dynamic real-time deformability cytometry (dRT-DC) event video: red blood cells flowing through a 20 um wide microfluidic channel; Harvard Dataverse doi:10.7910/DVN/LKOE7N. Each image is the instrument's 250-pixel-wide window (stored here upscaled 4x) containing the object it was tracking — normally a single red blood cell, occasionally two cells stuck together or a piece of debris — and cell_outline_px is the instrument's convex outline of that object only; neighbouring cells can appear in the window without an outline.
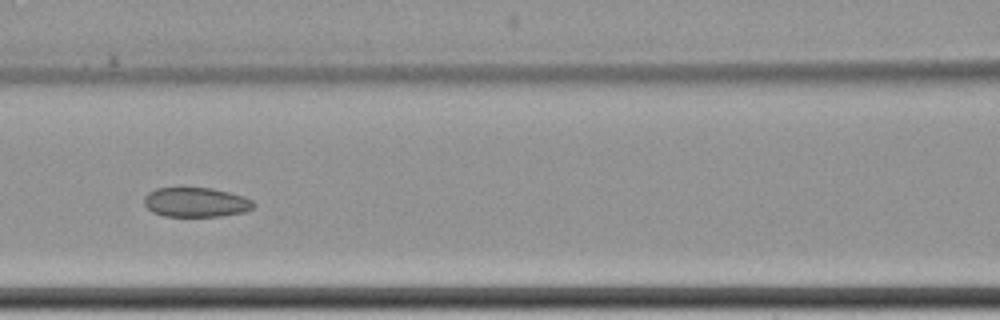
{"species": "common noctule bat (a hibernating species)", "species_latin": "Nyctalus noctula", "temperature_condition": "cold", "stored_images_in_passage": 12, "camera_frame_rate_fps": 3000, "um_per_image_px": 0.085, "animal": {"sex": "female", "body_mass_g": 22.7, "forearm_length_mm": 54.2}, "frame": {"image": 1, "passage_image": 9, "time_ms": 10.667, "image_size_px": [1000, 320], "cell_outline_px": [[256, 204], [252, 208], [244, 212], [220, 216], [164, 216], [152, 212], [144, 204], [144, 196], [148, 192], [156, 188], [212, 188], [244, 196], [252, 200]], "centroid_in_image_um": [16.65, 17.19], "position_along_channel_um": 150.0, "area_um2": 18.84}}
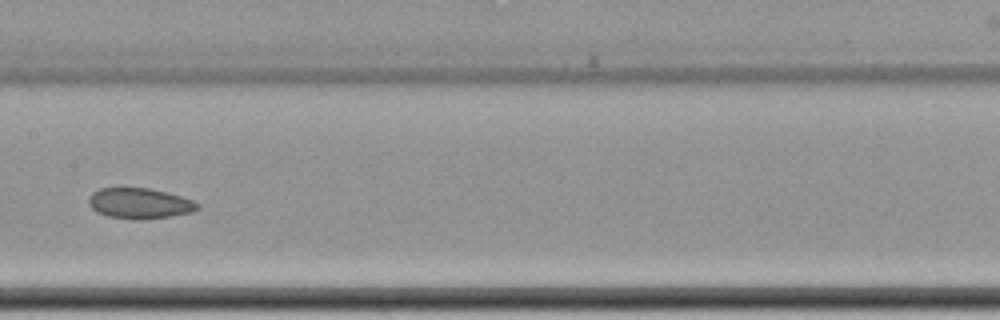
{"frame": {"image": 2, "passage_image": 10, "time_ms": 12.0, "image_size_px": [1000, 320], "cell_outline_px": [[200, 208], [192, 212], [168, 216], [140, 220], [136, 220], [108, 216], [96, 212], [88, 204], [88, 196], [92, 192], [100, 188], [148, 188], [180, 196], [192, 200], [200, 204]], "centroid_in_image_um": [11.83, 17.29], "position_along_channel_um": 195.6, "area_um2": 19.36}}
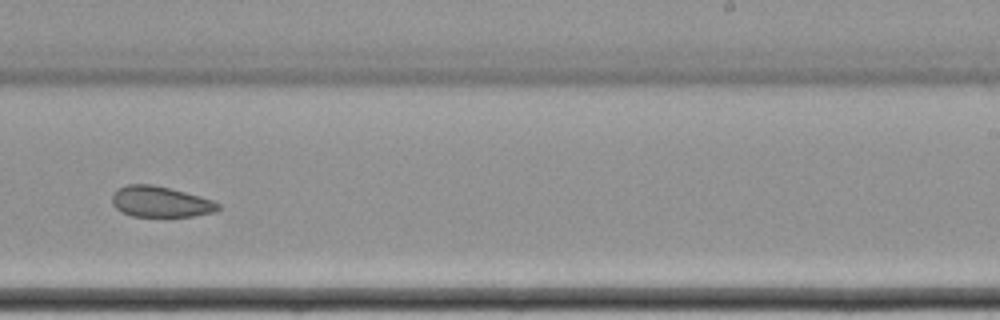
{"frame": {"image": 3, "passage_image": 12, "time_ms": 14.333, "image_size_px": [1000, 320], "cell_outline_px": [[220, 208], [216, 212], [192, 216], [132, 216], [116, 208], [112, 204], [112, 196], [120, 188], [128, 184], [152, 184], [184, 192], [212, 200], [220, 204]], "centroid_in_image_um": [13.66, 17.15], "position_along_channel_um": 275.3, "area_um2": 18.73}}